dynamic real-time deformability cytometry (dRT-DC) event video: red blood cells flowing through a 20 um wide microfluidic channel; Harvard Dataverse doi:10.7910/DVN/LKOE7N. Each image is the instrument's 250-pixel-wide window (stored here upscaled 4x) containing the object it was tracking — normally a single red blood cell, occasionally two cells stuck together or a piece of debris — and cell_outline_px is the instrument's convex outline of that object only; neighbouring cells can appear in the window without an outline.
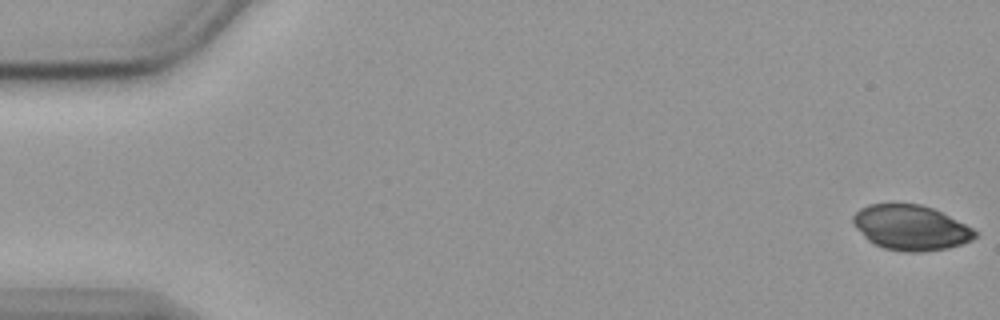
{"species": "common noctule bat (a hibernating species)", "species_latin": "Nyctalus noctula", "temperature_condition": "cold", "stored_images_in_passage": 56, "camera_frame_rate_fps": 3000, "um_per_image_px": 0.085, "animal": {"sex": "female", "body_mass_g": 19.9}, "frame": {"image": 1, "passage_image": 1, "time_ms": 0.0, "image_size_px": [1000, 320], "cell_outline_px": [[976, 236], [972, 240], [948, 248], [924, 252], [904, 252], [884, 248], [872, 244], [856, 228], [852, 220], [852, 216], [860, 208], [868, 204], [920, 204], [932, 208], [972, 228], [976, 232]], "centroid_in_image_um": [77.37, 19.36], "position_along_channel_um": 7.6, "area_um2": 31.85}}